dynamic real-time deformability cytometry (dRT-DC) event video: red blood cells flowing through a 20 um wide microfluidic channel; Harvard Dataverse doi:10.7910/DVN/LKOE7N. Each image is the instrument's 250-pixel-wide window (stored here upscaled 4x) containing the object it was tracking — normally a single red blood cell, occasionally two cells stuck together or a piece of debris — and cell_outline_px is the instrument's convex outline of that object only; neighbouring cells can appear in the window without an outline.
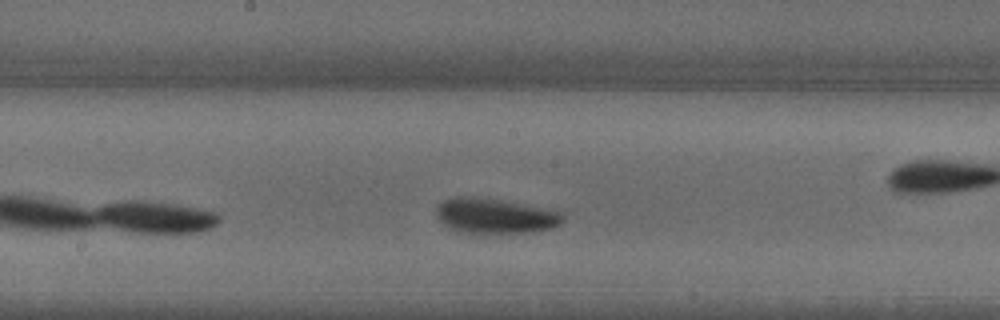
{"species": "common noctule bat (a hibernating species)", "species_latin": "Nyctalus noctula", "temperature_condition": "warm", "stored_images_in_passage": 20, "camera_frame_rate_fps": 3000, "um_per_image_px": 0.085, "animal": {"sex": "male", "body_mass_g": 18.8}, "frame": {"image": 1, "passage_image": 9, "time_ms": 2.667, "image_size_px": [1000, 320], "cell_outline_px": [[564, 220], [560, 224], [552, 228], [532, 232], [456, 232], [448, 228], [436, 216], [436, 208], [444, 200], [500, 200], [560, 208], [564, 212]], "centroid_in_image_um": [42.28, 18.38], "position_along_channel_um": 205.9, "area_um2": 25.43}}